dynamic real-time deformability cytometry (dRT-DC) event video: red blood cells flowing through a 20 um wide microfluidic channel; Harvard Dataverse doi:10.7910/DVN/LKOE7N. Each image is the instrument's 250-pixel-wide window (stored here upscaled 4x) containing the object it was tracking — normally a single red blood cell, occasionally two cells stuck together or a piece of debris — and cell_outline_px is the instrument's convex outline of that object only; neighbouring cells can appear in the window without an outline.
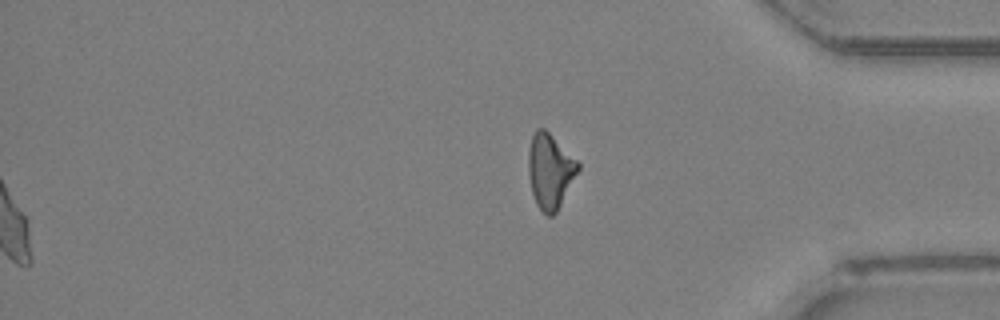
{"species": "Egyptian fruit bat (a non-hibernating species)", "species_latin": "Rousettus aegyptiacus", "temperature_condition": "room temperature", "stored_images_in_passage": 46, "segment_of_instrument_passage": [2, 2], "camera_frame_rate_fps": 3000, "um_per_image_px": 0.085, "animal": {"sex": "female"}, "frame": {"image": 1, "passage_image": 46, "time_ms": 15.0, "image_size_px": [1000, 320], "cell_outline_px": [[580, 168], [556, 212], [552, 216], [548, 216], [536, 204], [532, 192], [528, 172], [528, 152], [532, 136], [536, 128], [544, 128], [580, 164]], "centroid_in_image_um": [46.73, 14.53], "position_along_channel_um": 388.5, "area_um2": 21.21}}